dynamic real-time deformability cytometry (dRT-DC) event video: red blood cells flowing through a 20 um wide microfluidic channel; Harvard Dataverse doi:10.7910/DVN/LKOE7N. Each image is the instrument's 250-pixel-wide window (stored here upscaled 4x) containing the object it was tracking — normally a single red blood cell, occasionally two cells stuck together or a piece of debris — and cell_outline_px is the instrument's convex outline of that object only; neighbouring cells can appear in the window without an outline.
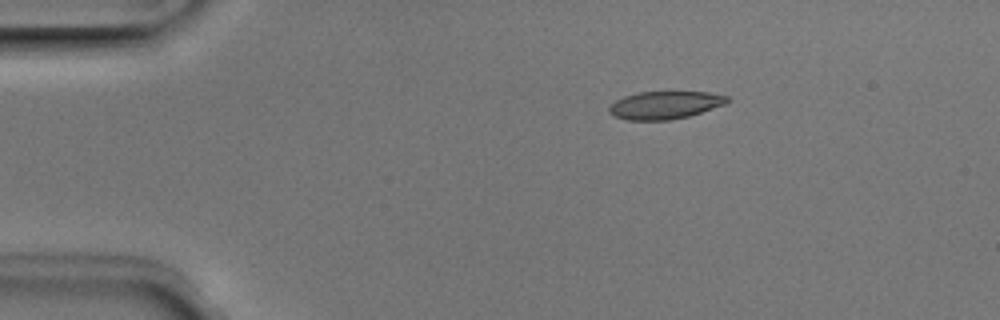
{"species": "Egyptian fruit bat (a non-hibernating species)", "species_latin": "Rousettus aegyptiacus", "temperature_condition": "room temperature", "stored_images_in_passage": 5, "camera_frame_rate_fps": 3000, "um_per_image_px": 0.085, "animal": {"sex": "male"}, "frame": {"image": 1, "passage_image": 3, "time_ms": 0.667, "image_size_px": [1000, 320], "cell_outline_px": [[728, 104], [688, 116], [672, 120], [628, 120], [612, 116], [608, 112], [608, 108], [616, 100], [624, 96], [640, 92], [708, 92], [728, 96]], "centroid_in_image_um": [56.52, 8.94], "position_along_channel_um": 28.5, "area_um2": 19.19}}
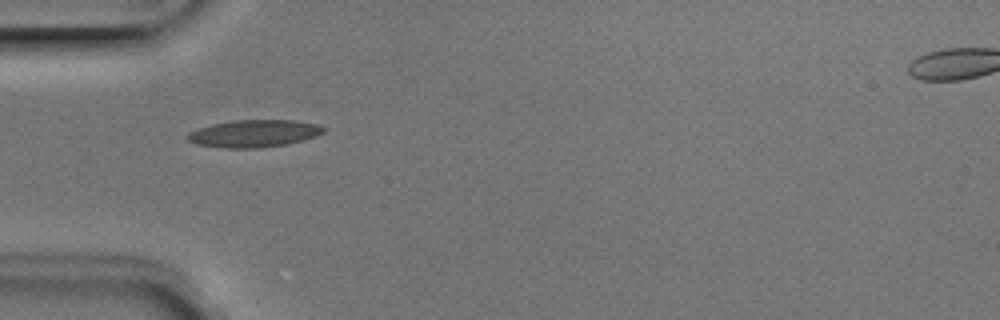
{"frame": {"image": 2, "passage_image": 5, "time_ms": 1.333, "image_size_px": [1000, 320], "cell_outline_px": [[328, 128], [324, 132], [316, 136], [304, 140], [288, 144], [260, 148], [224, 148], [196, 144], [188, 140], [184, 136], [188, 132], [212, 124], [232, 120], [292, 120], [316, 124]], "centroid_in_image_um": [21.59, 11.35], "position_along_channel_um": 63.4, "area_um2": 21.85}}